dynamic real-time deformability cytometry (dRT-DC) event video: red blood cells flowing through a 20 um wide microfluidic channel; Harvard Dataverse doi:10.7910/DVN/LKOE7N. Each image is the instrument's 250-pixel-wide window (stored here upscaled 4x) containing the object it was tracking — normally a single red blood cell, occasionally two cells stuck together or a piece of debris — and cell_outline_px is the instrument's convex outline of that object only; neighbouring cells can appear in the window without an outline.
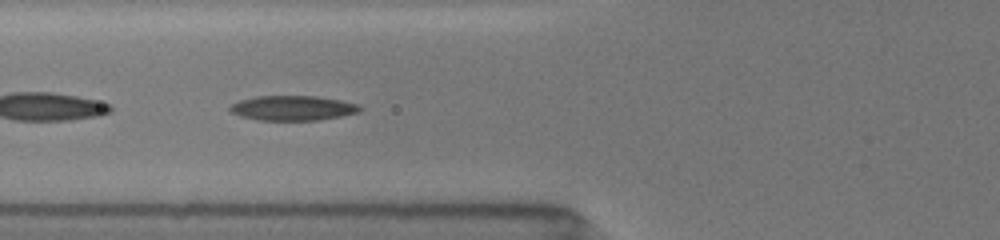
{"species": "common noctule bat (a hibernating species)", "species_latin": "Nyctalus noctula", "temperature_condition": "room temperature", "stored_images_in_passage": 13, "camera_frame_rate_fps": 3000, "um_per_image_px": 0.085, "animal": {"sex": "female", "body_mass_g": 19.5, "forearm_length_mm": 54.1}, "frame": {"image": 1, "passage_image": 11, "time_ms": 6.333, "image_size_px": [1000, 240], "cell_outline_px": [[364, 108], [360, 112], [320, 120], [260, 120], [240, 116], [232, 112], [228, 108], [232, 104], [240, 100], [256, 96], [316, 96], [340, 100], [360, 104]], "centroid_in_image_um": [24.93, 9.18], "position_along_channel_um": 100.9, "area_um2": 18.84}}